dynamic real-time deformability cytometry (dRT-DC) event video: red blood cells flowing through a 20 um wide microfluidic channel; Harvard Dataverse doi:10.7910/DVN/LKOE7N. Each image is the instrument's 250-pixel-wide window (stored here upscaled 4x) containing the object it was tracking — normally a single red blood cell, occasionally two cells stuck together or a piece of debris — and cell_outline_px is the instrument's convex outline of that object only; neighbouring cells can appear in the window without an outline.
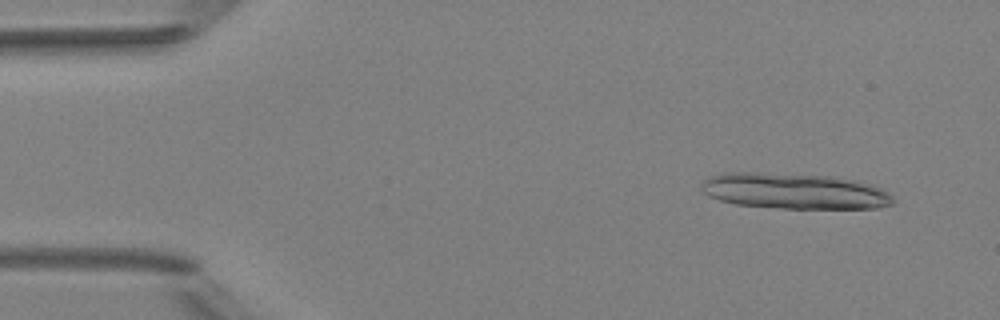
{"species": "Egyptian fruit bat (a non-hibernating species)", "species_latin": "Rousettus aegyptiacus", "temperature_condition": "room temperature", "stored_images_in_passage": 5, "camera_frame_rate_fps": 3000, "um_per_image_px": 0.085, "animal": {"sex": "female"}, "frame": {"image": 1, "passage_image": 2, "time_ms": 1.0, "image_size_px": [1000, 320], "cell_outline_px": [[896, 200], [892, 204], [876, 208], [780, 208], [736, 204], [720, 200], [708, 196], [700, 188], [700, 184], [708, 176], [724, 172], [760, 172], [832, 176], [856, 180], [872, 184], [888, 192]], "centroid_in_image_um": [67.5, 16.23], "position_along_channel_um": 17.5, "area_um2": 40.29}}